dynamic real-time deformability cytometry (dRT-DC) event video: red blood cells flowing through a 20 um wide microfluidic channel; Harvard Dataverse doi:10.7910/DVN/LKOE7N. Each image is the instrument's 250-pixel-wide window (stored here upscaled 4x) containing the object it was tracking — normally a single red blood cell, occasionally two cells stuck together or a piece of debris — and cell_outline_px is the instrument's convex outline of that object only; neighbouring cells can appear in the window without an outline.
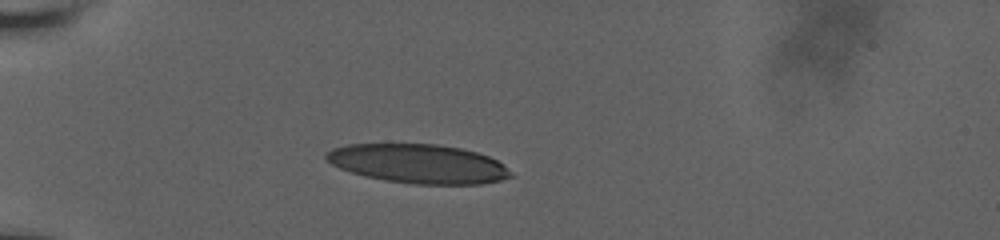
{"species": "human", "species_latin": "Homo sapiens", "temperature_condition": "room temperature", "stored_images_in_passage": 45, "camera_frame_rate_fps": 3000, "um_per_image_px": 0.085, "donor": {"sex": "male"}, "frame": {"image": 1, "passage_image": 1, "time_ms": 0.0, "image_size_px": [1000, 240], "cell_outline_px": [[512, 176], [500, 180], [480, 184], [416, 184], [384, 180], [364, 176], [340, 168], [332, 164], [324, 156], [324, 152], [332, 148], [348, 144], [436, 144], [460, 148], [476, 152], [488, 156], [504, 164]], "centroid_in_image_um": [35.53, 13.91], "position_along_channel_um": 49.5, "area_um2": 41.85}}
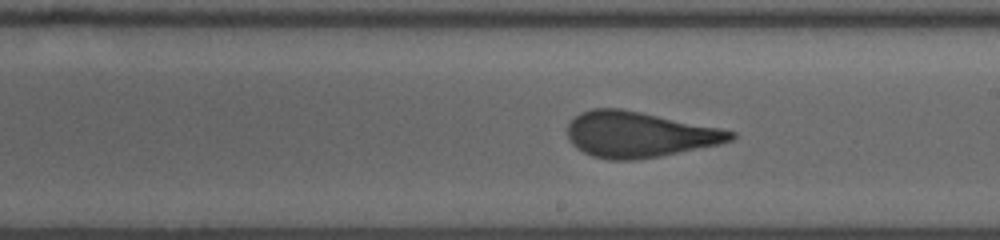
{"frame": {"image": 2, "passage_image": 17, "time_ms": 5.667, "image_size_px": [1000, 240], "cell_outline_px": [[736, 136], [732, 140], [720, 144], [660, 156], [636, 160], [608, 160], [592, 156], [576, 148], [568, 140], [568, 124], [580, 112], [592, 108], [620, 108], [720, 128], [736, 132]], "centroid_in_image_um": [54.3, 11.44], "position_along_channel_um": 234.7, "area_um2": 43.35}}
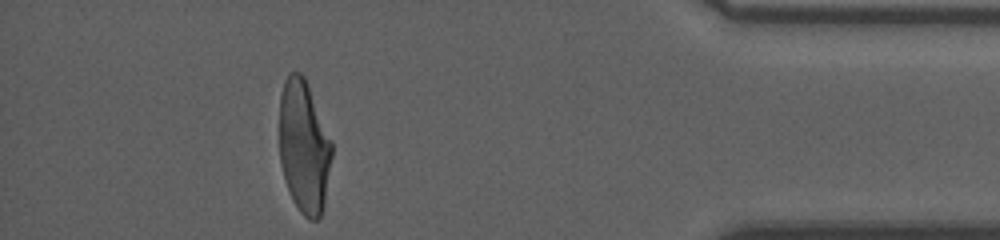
{"frame": {"image": 3, "passage_image": 38, "time_ms": 11.333, "image_size_px": [1000, 240], "cell_outline_px": [[332, 156], [324, 208], [320, 216], [316, 220], [308, 220], [300, 212], [292, 200], [284, 180], [280, 160], [280, 92], [284, 80], [288, 72], [300, 72], [304, 76], [308, 84], [332, 140]], "centroid_in_image_um": [25.84, 12.47], "position_along_channel_um": 409.4, "area_um2": 41.15}, "authors_computed_cell_mechanics": {"area_um2": 42.6564, "velocity_mm_per_s": 3.7903, "shape_relaxation_time_tau1_ms": 6.4531, "shape_relaxation_time_tau2_ms": 1.0024, "deformation_change_tau1": 0.2342, "deformation_change_tau2": 0.1097}}